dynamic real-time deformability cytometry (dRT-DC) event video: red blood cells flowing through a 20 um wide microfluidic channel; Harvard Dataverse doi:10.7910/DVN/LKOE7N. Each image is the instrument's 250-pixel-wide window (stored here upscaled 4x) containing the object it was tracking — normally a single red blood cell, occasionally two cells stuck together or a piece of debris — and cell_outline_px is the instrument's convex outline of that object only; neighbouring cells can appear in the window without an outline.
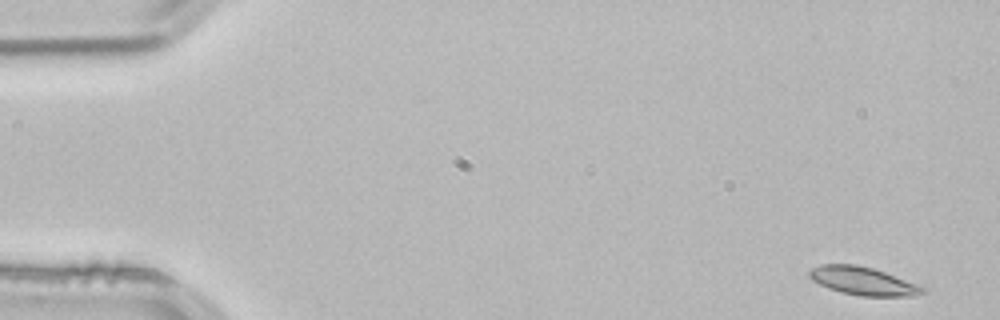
{"species": "common noctule bat (a hibernating species)", "species_latin": "Nyctalus noctula", "temperature_condition": "room temperature", "stored_images_in_passage": 52, "camera_frame_rate_fps": 3000, "um_per_image_px": 0.085, "animal": {"sex": "male", "body_mass_g": 21.5, "forearm_length_mm": 52.0}, "frame": {"image": 1, "passage_image": 1, "time_ms": 0.0, "image_size_px": [1000, 320], "cell_outline_px": [[928, 292], [912, 296], [860, 296], [840, 292], [828, 288], [812, 280], [808, 276], [808, 272], [812, 268], [820, 264], [856, 264], [872, 268], [884, 272], [916, 284], [924, 288]], "centroid_in_image_um": [73.32, 23.89], "position_along_channel_um": 11.7, "area_um2": 18.5}}
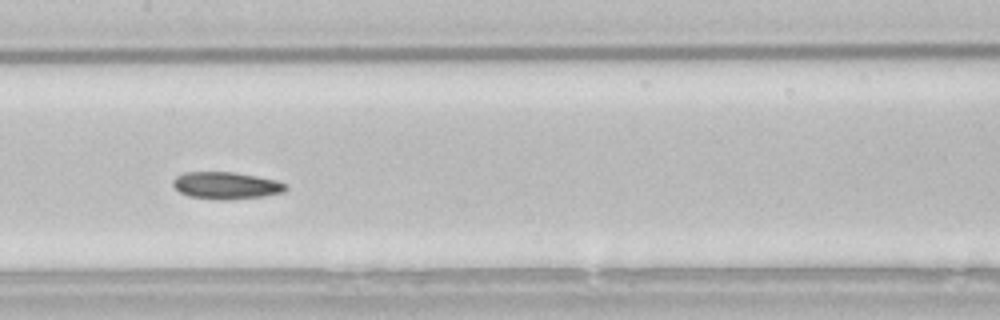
{"frame": {"image": 2, "passage_image": 25, "time_ms": 8.0, "image_size_px": [1000, 320], "cell_outline_px": [[288, 188], [284, 192], [264, 196], [232, 200], [220, 200], [188, 196], [180, 192], [172, 184], [172, 180], [176, 176], [184, 172], [232, 172], [256, 176], [276, 180], [284, 184]], "centroid_in_image_um": [19.21, 15.77], "position_along_channel_um": 188.2, "area_um2": 17.86}}
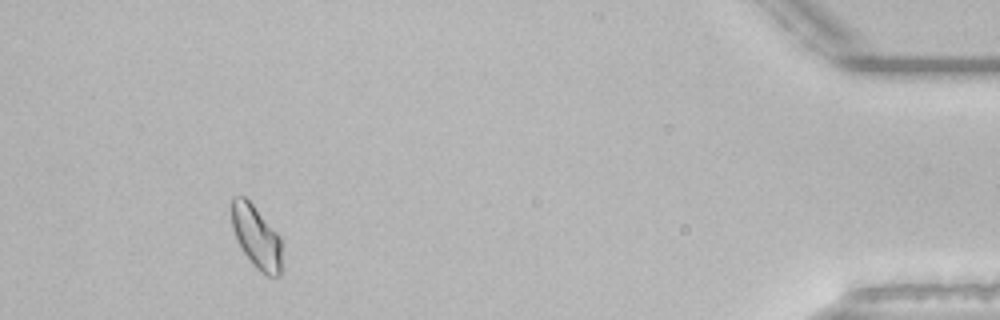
{"frame": {"image": 3, "passage_image": 48, "time_ms": 15.667, "image_size_px": [1000, 320], "cell_outline_px": [[280, 276], [268, 276], [260, 272], [252, 264], [240, 248], [236, 240], [232, 228], [232, 200], [236, 196], [244, 196], [252, 204], [280, 236]], "centroid_in_image_um": [21.76, 20.16], "position_along_channel_um": 413.4, "area_um2": 18.15}, "authors_computed_cell_mechanics": {"area_um2": 18.1781, "velocity_mm_per_s": 3.8066, "shape_relaxation_time_tau1_ms": 3.2049, "shape_relaxation_time_tau2_ms": null, "deformation_change_tau1": 0.0839, "deformation_change_tau2": null}}